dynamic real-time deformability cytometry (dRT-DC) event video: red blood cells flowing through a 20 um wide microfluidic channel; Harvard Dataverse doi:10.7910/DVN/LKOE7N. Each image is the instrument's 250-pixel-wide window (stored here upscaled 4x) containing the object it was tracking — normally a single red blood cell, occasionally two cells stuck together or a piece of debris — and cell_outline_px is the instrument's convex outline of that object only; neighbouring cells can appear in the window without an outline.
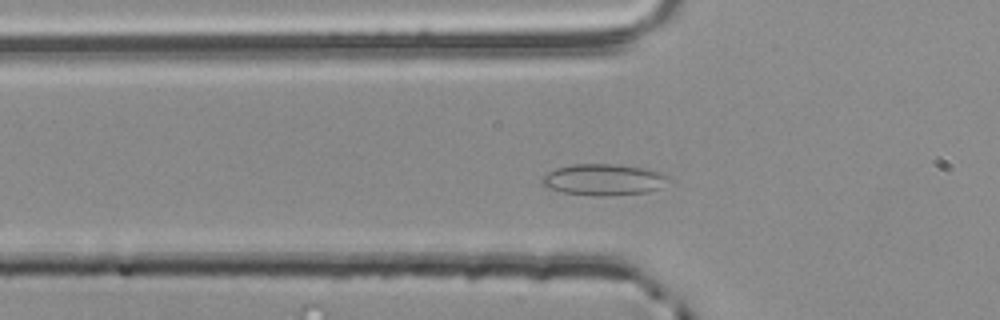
{"species": "common noctule bat (a hibernating species)", "species_latin": "Nyctalus noctula", "temperature_condition": "room temperature", "stored_images_in_passage": 39, "camera_frame_rate_fps": 3000, "um_per_image_px": 0.085, "animal": {"sex": "male", "body_mass_g": 20.4}, "frame": {"image": 1, "passage_image": 3, "time_ms": 0.667, "image_size_px": [1000, 320], "cell_outline_px": [[676, 180], [660, 188], [648, 192], [604, 196], [596, 196], [564, 192], [548, 188], [540, 184], [540, 176], [556, 168], [572, 164], [616, 164], [644, 168], [660, 172], [672, 176]], "centroid_in_image_um": [51.37, 15.27], "position_along_channel_um": 74.4, "area_um2": 23.64}}
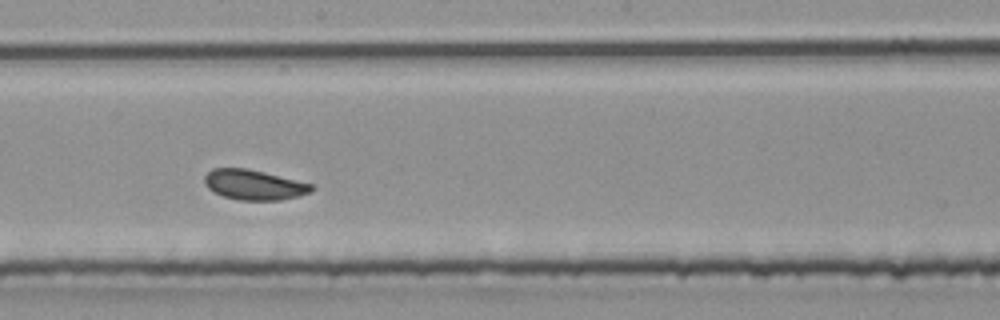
{"frame": {"image": 2, "passage_image": 15, "time_ms": 4.667, "image_size_px": [1000, 320], "cell_outline_px": [[316, 188], [312, 192], [280, 200], [240, 200], [224, 196], [208, 188], [204, 184], [204, 176], [212, 168], [248, 168], [312, 184]], "centroid_in_image_um": [21.59, 15.7], "position_along_channel_um": 226.6, "area_um2": 18.67}}
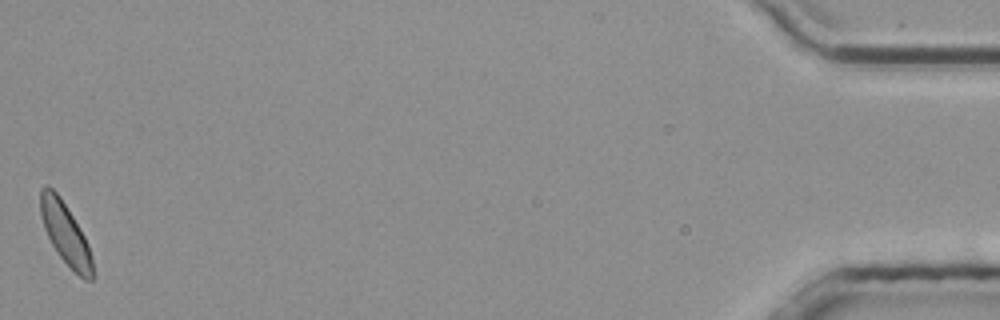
{"frame": {"image": 3, "passage_image": 39, "time_ms": 12.667, "image_size_px": [1000, 320], "cell_outline_px": [[96, 276], [92, 280], [84, 280], [56, 252], [44, 228], [40, 212], [40, 188], [44, 184], [48, 184], [60, 196], [84, 236], [88, 244], [92, 256]], "centroid_in_image_um": [5.57, 19.86], "position_along_channel_um": 429.6, "area_um2": 18.73}, "authors_computed_cell_mechanics": {"area_um2": 18.9584, "velocity_mm_per_s": 3.8081, "shape_relaxation_time_tau1_ms": 3.0715, "shape_relaxation_time_tau2_ms": 0.9197, "deformation_change_tau1": 0.0623, "deformation_change_tau2": 0.0649}}